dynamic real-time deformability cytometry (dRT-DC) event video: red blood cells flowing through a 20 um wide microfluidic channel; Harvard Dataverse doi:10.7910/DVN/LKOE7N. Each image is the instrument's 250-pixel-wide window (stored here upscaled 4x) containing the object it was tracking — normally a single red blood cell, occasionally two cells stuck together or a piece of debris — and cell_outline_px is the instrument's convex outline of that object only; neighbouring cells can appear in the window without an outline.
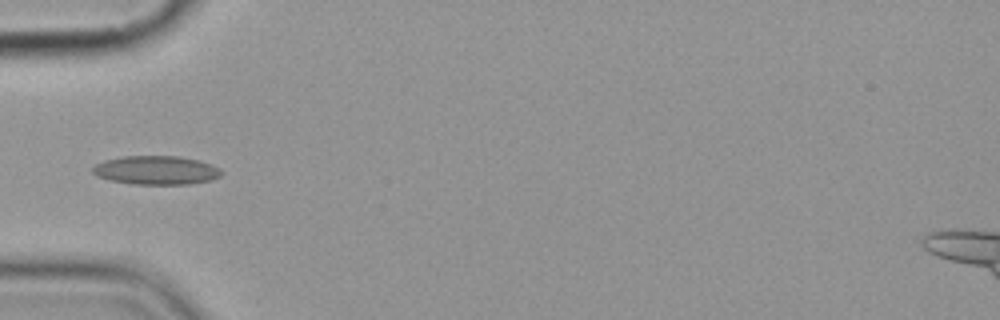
{"species": "common noctule bat (a hibernating species)", "species_latin": "Nyctalus noctula", "temperature_condition": "cold", "stored_images_in_passage": 8, "camera_frame_rate_fps": 3000, "um_per_image_px": 0.085, "animal": {"sex": "female", "body_mass_g": 19.9}, "frame": {"image": 1, "passage_image": 2, "time_ms": 1.333, "image_size_px": [1000, 320], "cell_outline_px": [[224, 172], [220, 176], [212, 180], [188, 184], [132, 184], [108, 180], [96, 176], [92, 172], [92, 168], [96, 164], [104, 160], [124, 156], [180, 156], [212, 164], [220, 168]], "centroid_in_image_um": [13.28, 14.47], "position_along_channel_um": 71.7, "area_um2": 21.73}}
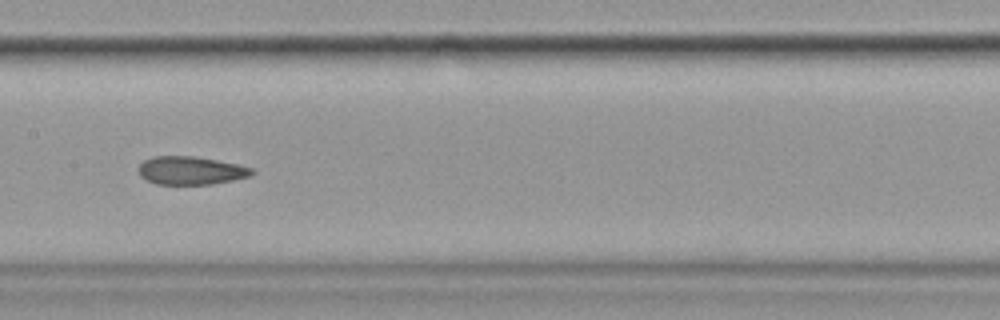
{"frame": {"image": 2, "passage_image": 5, "time_ms": 4.667, "image_size_px": [1000, 320], "cell_outline_px": [[256, 172], [252, 176], [212, 184], [156, 184], [140, 176], [136, 168], [144, 160], [152, 156], [192, 156], [216, 160], [236, 164], [252, 168]], "centroid_in_image_um": [16.2, 14.49], "position_along_channel_um": 191.2, "area_um2": 18.67}}
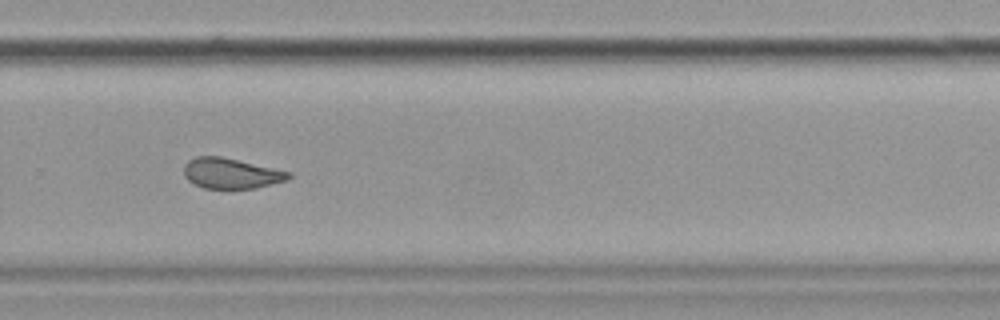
{"frame": {"image": 3, "passage_image": 8, "time_ms": 8.0, "image_size_px": [1000, 320], "cell_outline_px": [[292, 176], [288, 180], [256, 188], [204, 188], [188, 180], [184, 176], [184, 164], [188, 160], [196, 156], [220, 156], [292, 172]], "centroid_in_image_um": [19.65, 14.73], "position_along_channel_um": 310.1, "area_um2": 18.55}}